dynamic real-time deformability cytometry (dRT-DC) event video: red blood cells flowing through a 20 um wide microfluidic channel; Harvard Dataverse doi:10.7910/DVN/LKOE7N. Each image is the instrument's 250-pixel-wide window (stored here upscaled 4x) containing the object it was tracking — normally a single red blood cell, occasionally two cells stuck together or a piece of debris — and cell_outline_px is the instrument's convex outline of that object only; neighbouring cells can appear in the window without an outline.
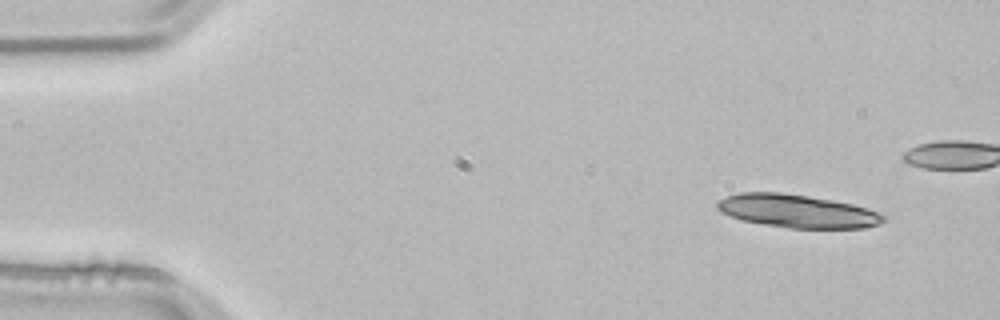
{"species": "common noctule bat (a hibernating species)", "species_latin": "Nyctalus noctula", "temperature_condition": "room temperature", "stored_images_in_passage": 4, "camera_frame_rate_fps": 3000, "um_per_image_px": 0.085, "animal": {"sex": "male", "body_mass_g": 21.5, "forearm_length_mm": 52.0}, "frame": {"image": 1, "passage_image": 1, "time_ms": 0.0, "image_size_px": [1000, 320], "cell_outline_px": [[888, 220], [880, 224], [864, 228], [788, 228], [740, 220], [720, 212], [716, 208], [716, 204], [720, 200], [728, 196], [740, 192], [780, 192], [808, 196], [832, 200], [852, 204], [868, 208], [880, 212]], "centroid_in_image_um": [67.78, 17.95], "position_along_channel_um": 17.2, "area_um2": 32.25}}